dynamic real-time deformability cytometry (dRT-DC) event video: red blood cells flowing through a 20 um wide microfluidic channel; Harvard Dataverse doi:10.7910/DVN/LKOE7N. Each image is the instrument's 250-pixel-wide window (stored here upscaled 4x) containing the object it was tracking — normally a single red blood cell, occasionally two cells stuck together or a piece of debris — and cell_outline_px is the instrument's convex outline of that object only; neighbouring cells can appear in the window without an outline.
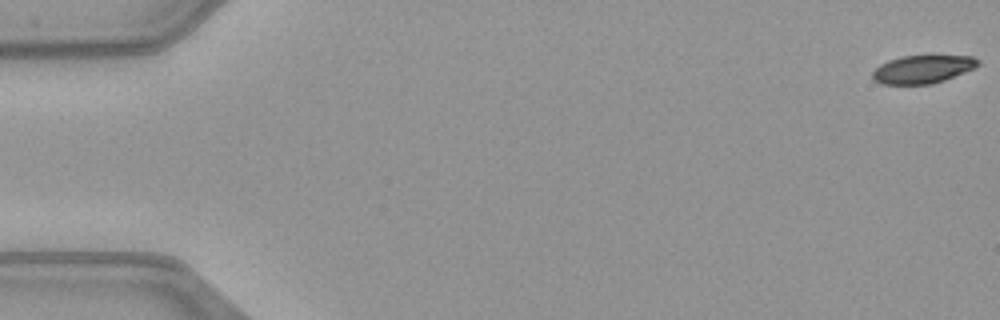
{"species": "common noctule bat (a hibernating species)", "species_latin": "Nyctalus noctula", "temperature_condition": "warm", "stored_images_in_passage": 11, "camera_frame_rate_fps": 3000, "um_per_image_px": 0.085, "animal": {"sex": "female", "body_mass_g": 21.9}, "frame": {"image": 1, "passage_image": 1, "time_ms": 0.0, "image_size_px": [1000, 320], "cell_outline_px": [[980, 64], [976, 68], [944, 80], [932, 84], [880, 84], [872, 80], [872, 72], [880, 64], [888, 60], [900, 56], [972, 56], [980, 60]], "centroid_in_image_um": [78.42, 5.89], "position_along_channel_um": 6.6, "area_um2": 17.4}}